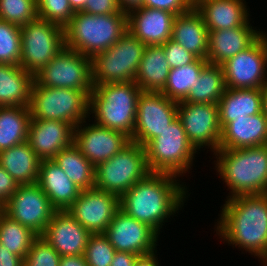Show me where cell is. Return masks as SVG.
Instances as JSON below:
<instances>
[{
	"mask_svg": "<svg viewBox=\"0 0 267 266\" xmlns=\"http://www.w3.org/2000/svg\"><path fill=\"white\" fill-rule=\"evenodd\" d=\"M37 15L39 18L65 27L75 12L69 0H36Z\"/></svg>",
	"mask_w": 267,
	"mask_h": 266,
	"instance_id": "obj_39",
	"label": "cell"
},
{
	"mask_svg": "<svg viewBox=\"0 0 267 266\" xmlns=\"http://www.w3.org/2000/svg\"><path fill=\"white\" fill-rule=\"evenodd\" d=\"M119 209V196L92 188L81 190L66 211L91 234H98L105 233Z\"/></svg>",
	"mask_w": 267,
	"mask_h": 266,
	"instance_id": "obj_16",
	"label": "cell"
},
{
	"mask_svg": "<svg viewBox=\"0 0 267 266\" xmlns=\"http://www.w3.org/2000/svg\"><path fill=\"white\" fill-rule=\"evenodd\" d=\"M146 45L127 31L113 46L91 58L93 85L134 81Z\"/></svg>",
	"mask_w": 267,
	"mask_h": 266,
	"instance_id": "obj_9",
	"label": "cell"
},
{
	"mask_svg": "<svg viewBox=\"0 0 267 266\" xmlns=\"http://www.w3.org/2000/svg\"><path fill=\"white\" fill-rule=\"evenodd\" d=\"M177 117L189 142L198 152L203 147L210 148L213 154L219 150L222 129L218 104L180 101L177 104Z\"/></svg>",
	"mask_w": 267,
	"mask_h": 266,
	"instance_id": "obj_13",
	"label": "cell"
},
{
	"mask_svg": "<svg viewBox=\"0 0 267 266\" xmlns=\"http://www.w3.org/2000/svg\"><path fill=\"white\" fill-rule=\"evenodd\" d=\"M177 104L161 92L142 91L131 141L145 147L158 137L177 118Z\"/></svg>",
	"mask_w": 267,
	"mask_h": 266,
	"instance_id": "obj_15",
	"label": "cell"
},
{
	"mask_svg": "<svg viewBox=\"0 0 267 266\" xmlns=\"http://www.w3.org/2000/svg\"><path fill=\"white\" fill-rule=\"evenodd\" d=\"M262 266H267V261L264 264H262Z\"/></svg>",
	"mask_w": 267,
	"mask_h": 266,
	"instance_id": "obj_52",
	"label": "cell"
},
{
	"mask_svg": "<svg viewBox=\"0 0 267 266\" xmlns=\"http://www.w3.org/2000/svg\"><path fill=\"white\" fill-rule=\"evenodd\" d=\"M246 50L221 64L226 88L262 89L267 84V32Z\"/></svg>",
	"mask_w": 267,
	"mask_h": 266,
	"instance_id": "obj_12",
	"label": "cell"
},
{
	"mask_svg": "<svg viewBox=\"0 0 267 266\" xmlns=\"http://www.w3.org/2000/svg\"><path fill=\"white\" fill-rule=\"evenodd\" d=\"M40 161L27 141L0 151V166L18 186L38 182Z\"/></svg>",
	"mask_w": 267,
	"mask_h": 266,
	"instance_id": "obj_28",
	"label": "cell"
},
{
	"mask_svg": "<svg viewBox=\"0 0 267 266\" xmlns=\"http://www.w3.org/2000/svg\"><path fill=\"white\" fill-rule=\"evenodd\" d=\"M20 33L19 65L33 75L65 47L64 28L39 17L20 26Z\"/></svg>",
	"mask_w": 267,
	"mask_h": 266,
	"instance_id": "obj_10",
	"label": "cell"
},
{
	"mask_svg": "<svg viewBox=\"0 0 267 266\" xmlns=\"http://www.w3.org/2000/svg\"><path fill=\"white\" fill-rule=\"evenodd\" d=\"M219 122L223 129L233 120L262 112L261 89L226 88L218 102Z\"/></svg>",
	"mask_w": 267,
	"mask_h": 266,
	"instance_id": "obj_27",
	"label": "cell"
},
{
	"mask_svg": "<svg viewBox=\"0 0 267 266\" xmlns=\"http://www.w3.org/2000/svg\"><path fill=\"white\" fill-rule=\"evenodd\" d=\"M20 57V26L0 20V64L19 65Z\"/></svg>",
	"mask_w": 267,
	"mask_h": 266,
	"instance_id": "obj_36",
	"label": "cell"
},
{
	"mask_svg": "<svg viewBox=\"0 0 267 266\" xmlns=\"http://www.w3.org/2000/svg\"><path fill=\"white\" fill-rule=\"evenodd\" d=\"M29 106H0V151L27 141Z\"/></svg>",
	"mask_w": 267,
	"mask_h": 266,
	"instance_id": "obj_31",
	"label": "cell"
},
{
	"mask_svg": "<svg viewBox=\"0 0 267 266\" xmlns=\"http://www.w3.org/2000/svg\"><path fill=\"white\" fill-rule=\"evenodd\" d=\"M251 25L249 21L242 27L209 31L206 60L210 64L221 65L250 47L262 35L260 29Z\"/></svg>",
	"mask_w": 267,
	"mask_h": 266,
	"instance_id": "obj_22",
	"label": "cell"
},
{
	"mask_svg": "<svg viewBox=\"0 0 267 266\" xmlns=\"http://www.w3.org/2000/svg\"><path fill=\"white\" fill-rule=\"evenodd\" d=\"M162 46L170 69L191 64L197 59L195 55L185 50L182 45L172 39H169Z\"/></svg>",
	"mask_w": 267,
	"mask_h": 266,
	"instance_id": "obj_41",
	"label": "cell"
},
{
	"mask_svg": "<svg viewBox=\"0 0 267 266\" xmlns=\"http://www.w3.org/2000/svg\"><path fill=\"white\" fill-rule=\"evenodd\" d=\"M61 255L39 236L29 248L24 266H59Z\"/></svg>",
	"mask_w": 267,
	"mask_h": 266,
	"instance_id": "obj_40",
	"label": "cell"
},
{
	"mask_svg": "<svg viewBox=\"0 0 267 266\" xmlns=\"http://www.w3.org/2000/svg\"><path fill=\"white\" fill-rule=\"evenodd\" d=\"M74 129L64 121L31 119L27 142L40 160H50L74 143Z\"/></svg>",
	"mask_w": 267,
	"mask_h": 266,
	"instance_id": "obj_19",
	"label": "cell"
},
{
	"mask_svg": "<svg viewBox=\"0 0 267 266\" xmlns=\"http://www.w3.org/2000/svg\"><path fill=\"white\" fill-rule=\"evenodd\" d=\"M59 266H88V264L84 255H71L61 257Z\"/></svg>",
	"mask_w": 267,
	"mask_h": 266,
	"instance_id": "obj_48",
	"label": "cell"
},
{
	"mask_svg": "<svg viewBox=\"0 0 267 266\" xmlns=\"http://www.w3.org/2000/svg\"><path fill=\"white\" fill-rule=\"evenodd\" d=\"M60 255H84L91 233L66 210L55 211L41 235Z\"/></svg>",
	"mask_w": 267,
	"mask_h": 266,
	"instance_id": "obj_20",
	"label": "cell"
},
{
	"mask_svg": "<svg viewBox=\"0 0 267 266\" xmlns=\"http://www.w3.org/2000/svg\"><path fill=\"white\" fill-rule=\"evenodd\" d=\"M175 14L139 7L127 13L128 31L146 46L162 45L172 38Z\"/></svg>",
	"mask_w": 267,
	"mask_h": 266,
	"instance_id": "obj_21",
	"label": "cell"
},
{
	"mask_svg": "<svg viewBox=\"0 0 267 266\" xmlns=\"http://www.w3.org/2000/svg\"><path fill=\"white\" fill-rule=\"evenodd\" d=\"M137 257L130 252L116 251L110 266H133Z\"/></svg>",
	"mask_w": 267,
	"mask_h": 266,
	"instance_id": "obj_46",
	"label": "cell"
},
{
	"mask_svg": "<svg viewBox=\"0 0 267 266\" xmlns=\"http://www.w3.org/2000/svg\"><path fill=\"white\" fill-rule=\"evenodd\" d=\"M34 81L45 87L92 91L91 57L64 47L34 75Z\"/></svg>",
	"mask_w": 267,
	"mask_h": 266,
	"instance_id": "obj_11",
	"label": "cell"
},
{
	"mask_svg": "<svg viewBox=\"0 0 267 266\" xmlns=\"http://www.w3.org/2000/svg\"><path fill=\"white\" fill-rule=\"evenodd\" d=\"M122 11L128 13L129 11L142 6L143 0H118Z\"/></svg>",
	"mask_w": 267,
	"mask_h": 266,
	"instance_id": "obj_49",
	"label": "cell"
},
{
	"mask_svg": "<svg viewBox=\"0 0 267 266\" xmlns=\"http://www.w3.org/2000/svg\"><path fill=\"white\" fill-rule=\"evenodd\" d=\"M33 82L20 65L0 64V106H29Z\"/></svg>",
	"mask_w": 267,
	"mask_h": 266,
	"instance_id": "obj_29",
	"label": "cell"
},
{
	"mask_svg": "<svg viewBox=\"0 0 267 266\" xmlns=\"http://www.w3.org/2000/svg\"><path fill=\"white\" fill-rule=\"evenodd\" d=\"M91 92L45 87L34 81L29 103L31 119L64 121L76 127L82 121L91 118L89 115Z\"/></svg>",
	"mask_w": 267,
	"mask_h": 266,
	"instance_id": "obj_7",
	"label": "cell"
},
{
	"mask_svg": "<svg viewBox=\"0 0 267 266\" xmlns=\"http://www.w3.org/2000/svg\"><path fill=\"white\" fill-rule=\"evenodd\" d=\"M262 92V113L267 118V84L261 89Z\"/></svg>",
	"mask_w": 267,
	"mask_h": 266,
	"instance_id": "obj_51",
	"label": "cell"
},
{
	"mask_svg": "<svg viewBox=\"0 0 267 266\" xmlns=\"http://www.w3.org/2000/svg\"><path fill=\"white\" fill-rule=\"evenodd\" d=\"M127 31L124 11L106 15L75 12L64 27L65 47L92 58L113 46Z\"/></svg>",
	"mask_w": 267,
	"mask_h": 266,
	"instance_id": "obj_5",
	"label": "cell"
},
{
	"mask_svg": "<svg viewBox=\"0 0 267 266\" xmlns=\"http://www.w3.org/2000/svg\"><path fill=\"white\" fill-rule=\"evenodd\" d=\"M69 3L74 12H79L85 7L86 0H69Z\"/></svg>",
	"mask_w": 267,
	"mask_h": 266,
	"instance_id": "obj_50",
	"label": "cell"
},
{
	"mask_svg": "<svg viewBox=\"0 0 267 266\" xmlns=\"http://www.w3.org/2000/svg\"><path fill=\"white\" fill-rule=\"evenodd\" d=\"M0 266H24V259L0 245Z\"/></svg>",
	"mask_w": 267,
	"mask_h": 266,
	"instance_id": "obj_45",
	"label": "cell"
},
{
	"mask_svg": "<svg viewBox=\"0 0 267 266\" xmlns=\"http://www.w3.org/2000/svg\"><path fill=\"white\" fill-rule=\"evenodd\" d=\"M267 145V118L261 112L229 122L221 132L219 150Z\"/></svg>",
	"mask_w": 267,
	"mask_h": 266,
	"instance_id": "obj_24",
	"label": "cell"
},
{
	"mask_svg": "<svg viewBox=\"0 0 267 266\" xmlns=\"http://www.w3.org/2000/svg\"><path fill=\"white\" fill-rule=\"evenodd\" d=\"M82 121L74 129V144L81 154L95 167L120 152L131 139L125 134L104 126L92 120V124Z\"/></svg>",
	"mask_w": 267,
	"mask_h": 266,
	"instance_id": "obj_18",
	"label": "cell"
},
{
	"mask_svg": "<svg viewBox=\"0 0 267 266\" xmlns=\"http://www.w3.org/2000/svg\"><path fill=\"white\" fill-rule=\"evenodd\" d=\"M194 7L208 31L242 27L250 21L246 0H195Z\"/></svg>",
	"mask_w": 267,
	"mask_h": 266,
	"instance_id": "obj_23",
	"label": "cell"
},
{
	"mask_svg": "<svg viewBox=\"0 0 267 266\" xmlns=\"http://www.w3.org/2000/svg\"><path fill=\"white\" fill-rule=\"evenodd\" d=\"M0 209L39 236L45 232L56 211L38 183L19 185Z\"/></svg>",
	"mask_w": 267,
	"mask_h": 266,
	"instance_id": "obj_14",
	"label": "cell"
},
{
	"mask_svg": "<svg viewBox=\"0 0 267 266\" xmlns=\"http://www.w3.org/2000/svg\"><path fill=\"white\" fill-rule=\"evenodd\" d=\"M118 0H86L82 12L91 15H106L121 12Z\"/></svg>",
	"mask_w": 267,
	"mask_h": 266,
	"instance_id": "obj_43",
	"label": "cell"
},
{
	"mask_svg": "<svg viewBox=\"0 0 267 266\" xmlns=\"http://www.w3.org/2000/svg\"><path fill=\"white\" fill-rule=\"evenodd\" d=\"M38 17L36 0H0V20L18 26Z\"/></svg>",
	"mask_w": 267,
	"mask_h": 266,
	"instance_id": "obj_37",
	"label": "cell"
},
{
	"mask_svg": "<svg viewBox=\"0 0 267 266\" xmlns=\"http://www.w3.org/2000/svg\"><path fill=\"white\" fill-rule=\"evenodd\" d=\"M17 187L18 184L14 181L13 177L0 166V208L15 193Z\"/></svg>",
	"mask_w": 267,
	"mask_h": 266,
	"instance_id": "obj_44",
	"label": "cell"
},
{
	"mask_svg": "<svg viewBox=\"0 0 267 266\" xmlns=\"http://www.w3.org/2000/svg\"><path fill=\"white\" fill-rule=\"evenodd\" d=\"M208 29L202 15L193 6L174 18L172 40L199 59H207Z\"/></svg>",
	"mask_w": 267,
	"mask_h": 266,
	"instance_id": "obj_26",
	"label": "cell"
},
{
	"mask_svg": "<svg viewBox=\"0 0 267 266\" xmlns=\"http://www.w3.org/2000/svg\"><path fill=\"white\" fill-rule=\"evenodd\" d=\"M215 222L216 234L232 247L267 261V193L225 199Z\"/></svg>",
	"mask_w": 267,
	"mask_h": 266,
	"instance_id": "obj_1",
	"label": "cell"
},
{
	"mask_svg": "<svg viewBox=\"0 0 267 266\" xmlns=\"http://www.w3.org/2000/svg\"><path fill=\"white\" fill-rule=\"evenodd\" d=\"M38 237L33 230L12 220L0 209V245L25 259L29 248Z\"/></svg>",
	"mask_w": 267,
	"mask_h": 266,
	"instance_id": "obj_35",
	"label": "cell"
},
{
	"mask_svg": "<svg viewBox=\"0 0 267 266\" xmlns=\"http://www.w3.org/2000/svg\"><path fill=\"white\" fill-rule=\"evenodd\" d=\"M145 152L151 173L172 174L179 178L192 170L193 160L198 151L189 142L177 117L158 137L145 146Z\"/></svg>",
	"mask_w": 267,
	"mask_h": 266,
	"instance_id": "obj_6",
	"label": "cell"
},
{
	"mask_svg": "<svg viewBox=\"0 0 267 266\" xmlns=\"http://www.w3.org/2000/svg\"><path fill=\"white\" fill-rule=\"evenodd\" d=\"M208 63L205 59L197 58L191 64L170 69L166 84L160 92L170 100L176 102L184 101L190 91L193 90L194 83L202 69Z\"/></svg>",
	"mask_w": 267,
	"mask_h": 266,
	"instance_id": "obj_34",
	"label": "cell"
},
{
	"mask_svg": "<svg viewBox=\"0 0 267 266\" xmlns=\"http://www.w3.org/2000/svg\"><path fill=\"white\" fill-rule=\"evenodd\" d=\"M149 173L145 147L131 141L112 158L95 167L94 188L121 197Z\"/></svg>",
	"mask_w": 267,
	"mask_h": 266,
	"instance_id": "obj_8",
	"label": "cell"
},
{
	"mask_svg": "<svg viewBox=\"0 0 267 266\" xmlns=\"http://www.w3.org/2000/svg\"><path fill=\"white\" fill-rule=\"evenodd\" d=\"M184 183L172 174L150 172L120 197V209L160 235L165 222L186 203L189 191Z\"/></svg>",
	"mask_w": 267,
	"mask_h": 266,
	"instance_id": "obj_2",
	"label": "cell"
},
{
	"mask_svg": "<svg viewBox=\"0 0 267 266\" xmlns=\"http://www.w3.org/2000/svg\"><path fill=\"white\" fill-rule=\"evenodd\" d=\"M157 251L153 253L138 256L135 260L133 266H161L159 264L158 256L156 255Z\"/></svg>",
	"mask_w": 267,
	"mask_h": 266,
	"instance_id": "obj_47",
	"label": "cell"
},
{
	"mask_svg": "<svg viewBox=\"0 0 267 266\" xmlns=\"http://www.w3.org/2000/svg\"><path fill=\"white\" fill-rule=\"evenodd\" d=\"M53 160L79 189L94 188L95 166L81 154L74 143L62 149Z\"/></svg>",
	"mask_w": 267,
	"mask_h": 266,
	"instance_id": "obj_32",
	"label": "cell"
},
{
	"mask_svg": "<svg viewBox=\"0 0 267 266\" xmlns=\"http://www.w3.org/2000/svg\"><path fill=\"white\" fill-rule=\"evenodd\" d=\"M169 72L163 46H146L134 82L142 91L160 92Z\"/></svg>",
	"mask_w": 267,
	"mask_h": 266,
	"instance_id": "obj_30",
	"label": "cell"
},
{
	"mask_svg": "<svg viewBox=\"0 0 267 266\" xmlns=\"http://www.w3.org/2000/svg\"><path fill=\"white\" fill-rule=\"evenodd\" d=\"M143 7L165 10L180 15L188 12L193 6L192 0H143Z\"/></svg>",
	"mask_w": 267,
	"mask_h": 266,
	"instance_id": "obj_42",
	"label": "cell"
},
{
	"mask_svg": "<svg viewBox=\"0 0 267 266\" xmlns=\"http://www.w3.org/2000/svg\"><path fill=\"white\" fill-rule=\"evenodd\" d=\"M226 90L221 65L208 63L201 71L184 102L218 104Z\"/></svg>",
	"mask_w": 267,
	"mask_h": 266,
	"instance_id": "obj_33",
	"label": "cell"
},
{
	"mask_svg": "<svg viewBox=\"0 0 267 266\" xmlns=\"http://www.w3.org/2000/svg\"><path fill=\"white\" fill-rule=\"evenodd\" d=\"M141 92L134 81L94 85L89 95V115L96 124L132 139Z\"/></svg>",
	"mask_w": 267,
	"mask_h": 266,
	"instance_id": "obj_4",
	"label": "cell"
},
{
	"mask_svg": "<svg viewBox=\"0 0 267 266\" xmlns=\"http://www.w3.org/2000/svg\"><path fill=\"white\" fill-rule=\"evenodd\" d=\"M37 183L56 211L67 210L81 192L53 159L40 161Z\"/></svg>",
	"mask_w": 267,
	"mask_h": 266,
	"instance_id": "obj_25",
	"label": "cell"
},
{
	"mask_svg": "<svg viewBox=\"0 0 267 266\" xmlns=\"http://www.w3.org/2000/svg\"><path fill=\"white\" fill-rule=\"evenodd\" d=\"M215 168L228 186L230 199L267 193V145L217 150Z\"/></svg>",
	"mask_w": 267,
	"mask_h": 266,
	"instance_id": "obj_3",
	"label": "cell"
},
{
	"mask_svg": "<svg viewBox=\"0 0 267 266\" xmlns=\"http://www.w3.org/2000/svg\"><path fill=\"white\" fill-rule=\"evenodd\" d=\"M104 234L116 251L130 252L138 256L157 251L160 239L150 226L127 215L121 209L115 213Z\"/></svg>",
	"mask_w": 267,
	"mask_h": 266,
	"instance_id": "obj_17",
	"label": "cell"
},
{
	"mask_svg": "<svg viewBox=\"0 0 267 266\" xmlns=\"http://www.w3.org/2000/svg\"><path fill=\"white\" fill-rule=\"evenodd\" d=\"M115 252L104 233L91 234L84 257L88 266H110Z\"/></svg>",
	"mask_w": 267,
	"mask_h": 266,
	"instance_id": "obj_38",
	"label": "cell"
}]
</instances>
